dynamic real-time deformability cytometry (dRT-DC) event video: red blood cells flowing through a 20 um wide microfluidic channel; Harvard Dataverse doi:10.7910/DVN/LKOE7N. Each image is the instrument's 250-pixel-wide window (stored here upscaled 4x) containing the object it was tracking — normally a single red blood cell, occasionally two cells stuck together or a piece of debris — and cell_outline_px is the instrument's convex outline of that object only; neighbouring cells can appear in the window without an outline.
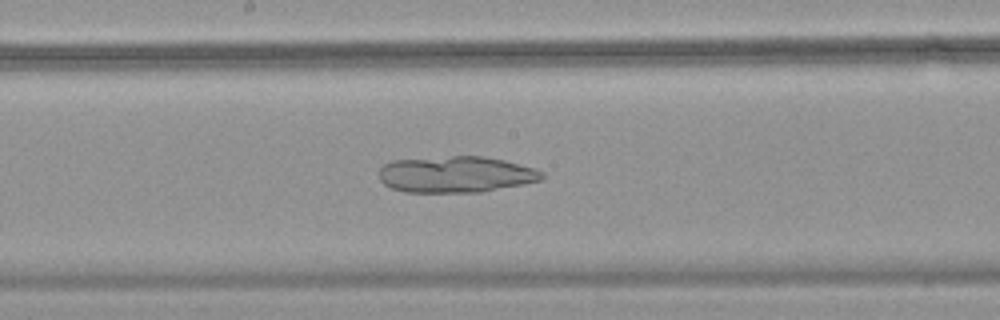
{"species": "common noctule bat (a hibernating species)", "species_latin": "Nyctalus noctula", "temperature_condition": "warm", "stored_images_in_passage": 41, "camera_frame_rate_fps": 3000, "um_per_image_px": 0.085, "animal": {"sex": "female", "body_mass_g": 18.4}, "frame": {"image": 1, "passage_image": 16, "time_ms": 5.0, "image_size_px": [1000, 320], "cell_outline_px": [[544, 180], [524, 184], [480, 192], [404, 192], [392, 188], [384, 184], [380, 180], [380, 168], [384, 164], [392, 160], [452, 156], [484, 156], [504, 160], [536, 168], [544, 172]], "centroid_in_image_um": [38.78, 14.82], "position_along_channel_um": 209.4, "area_um2": 34.68}}
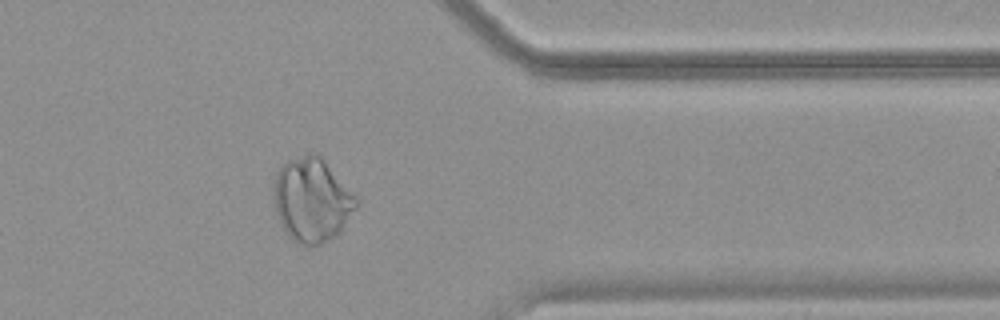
{"frame": {"image": 2, "passage_image": 31, "time_ms": 10.0, "image_size_px": [1000, 320], "cell_outline_px": [[360, 204], [340, 232], [336, 236], [320, 244], [300, 244], [292, 240], [284, 232], [276, 212], [272, 196], [272, 184], [276, 172], [280, 164], [288, 160], [308, 152], [316, 152], [324, 160], [360, 200]], "centroid_in_image_um": [26.49, 16.97], "position_along_channel_um": 384.9, "area_um2": 41.1}}
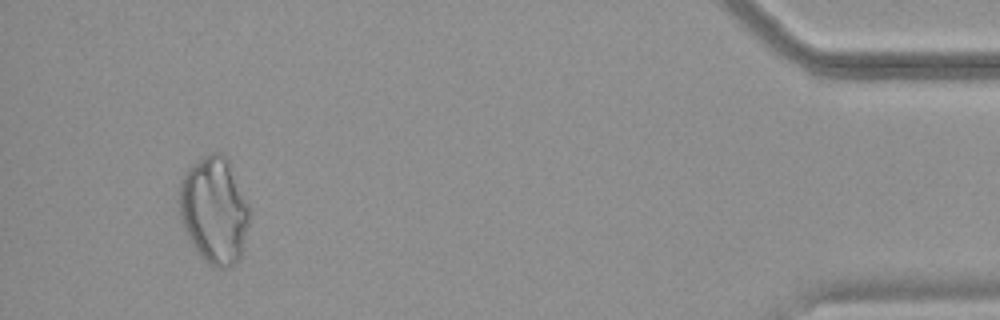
{"frame": {"image": 3, "passage_image": 38, "time_ms": 12.333, "image_size_px": [1000, 320], "cell_outline_px": [[248, 224], [240, 260], [236, 264], [228, 268], [216, 268], [208, 264], [200, 256], [188, 240], [180, 220], [180, 184], [184, 172], [188, 168], [208, 152], [220, 152], [228, 160], [248, 204]], "centroid_in_image_um": [18.19, 17.91], "position_along_channel_um": 417.0, "area_um2": 43.7}}